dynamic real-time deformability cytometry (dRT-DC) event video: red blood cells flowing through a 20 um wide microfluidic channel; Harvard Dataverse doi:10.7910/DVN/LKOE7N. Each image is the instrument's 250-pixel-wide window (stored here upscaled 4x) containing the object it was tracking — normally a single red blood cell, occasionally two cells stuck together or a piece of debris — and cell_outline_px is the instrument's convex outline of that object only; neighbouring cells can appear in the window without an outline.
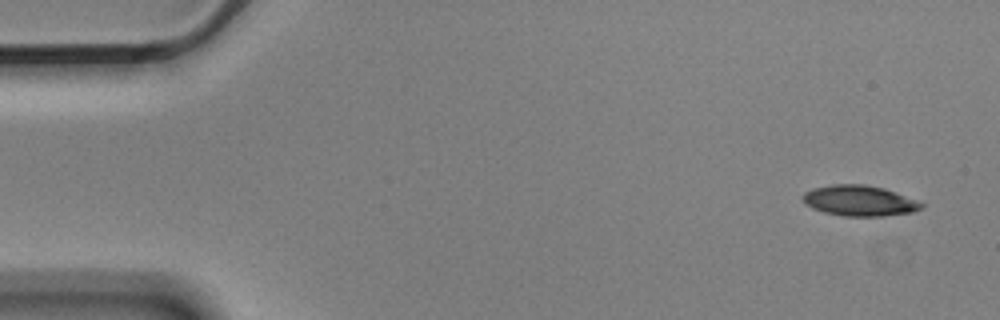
{"species": "Egyptian fruit bat (a non-hibernating species)", "species_latin": "Rousettus aegyptiacus", "temperature_condition": "cold", "stored_images_in_passage": 5, "camera_frame_rate_fps": 3000, "um_per_image_px": 0.085, "animal": {"sex": "male"}, "frame": {"image": 1, "passage_image": 1, "time_ms": 0.0, "image_size_px": [1000, 320], "cell_outline_px": [[924, 208], [912, 212], [884, 216], [844, 216], [824, 212], [812, 208], [804, 204], [800, 196], [804, 192], [812, 188], [832, 184], [864, 184], [884, 188], [916, 200], [924, 204]], "centroid_in_image_um": [73.01, 17.06], "position_along_channel_um": 12.0, "area_um2": 21.33}}
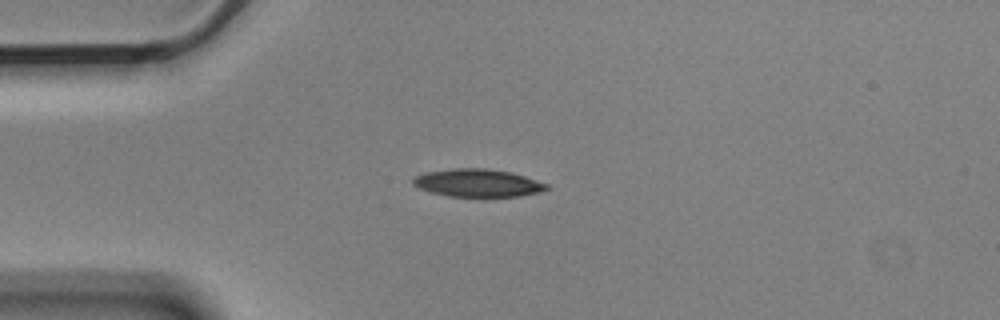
{"frame": {"image": 2, "passage_image": 4, "time_ms": 1.0, "image_size_px": [1000, 320], "cell_outline_px": [[548, 188], [540, 192], [520, 196], [448, 196], [432, 192], [420, 188], [412, 184], [412, 180], [416, 176], [424, 172], [452, 168], [484, 168], [512, 172], [548, 184]], "centroid_in_image_um": [40.59, 15.54], "position_along_channel_um": 44.4, "area_um2": 21.5}}